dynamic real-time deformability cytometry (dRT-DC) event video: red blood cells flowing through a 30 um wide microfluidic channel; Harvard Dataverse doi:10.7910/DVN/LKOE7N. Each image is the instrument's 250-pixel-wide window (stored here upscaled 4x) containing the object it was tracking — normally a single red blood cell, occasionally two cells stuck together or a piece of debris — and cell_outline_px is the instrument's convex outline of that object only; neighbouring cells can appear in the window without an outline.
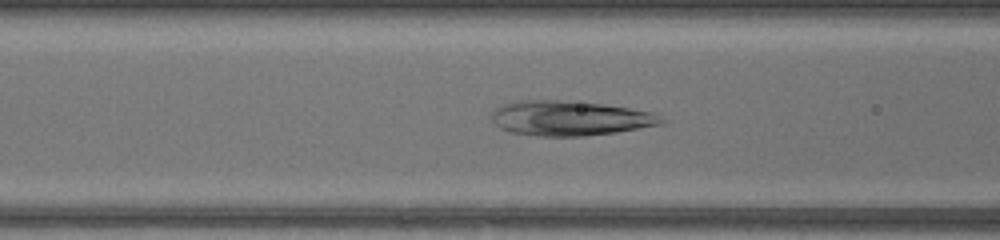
{"species": "common noctule bat (a hibernating species)", "species_latin": "Nyctalus noctula", "temperature_condition": "warm", "stored_images_in_passage": 47, "camera_frame_rate_fps": 3000, "um_per_image_px": 0.085, "animal": {"sex": "female", "body_mass_g": 17.0, "forearm_length_mm": 48.0}, "frame": {"image": 1, "passage_image": 19, "time_ms": 6.0, "image_size_px": [1000, 240], "cell_outline_px": [[664, 120], [660, 124], [616, 132], [584, 136], [536, 136], [512, 132], [500, 128], [492, 120], [492, 112], [496, 108], [508, 104], [528, 100], [556, 100], [604, 104], [652, 112]], "centroid_in_image_um": [48.43, 10.06], "position_along_channel_um": 118.2, "area_um2": 33.81}}
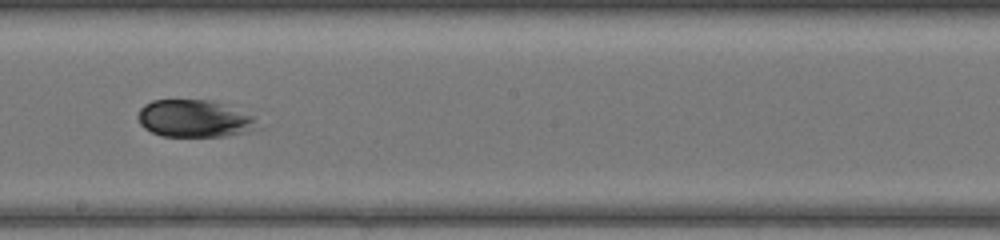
{"frame": {"image": 2, "passage_image": 27, "time_ms": 8.667, "image_size_px": [1000, 240], "cell_outline_px": [[252, 120], [240, 132], [224, 136], [160, 136], [144, 128], [140, 124], [140, 108], [144, 104], [152, 100], [212, 100], [252, 116]], "centroid_in_image_um": [16.32, 10.06], "position_along_channel_um": 231.9, "area_um2": 24.68}}
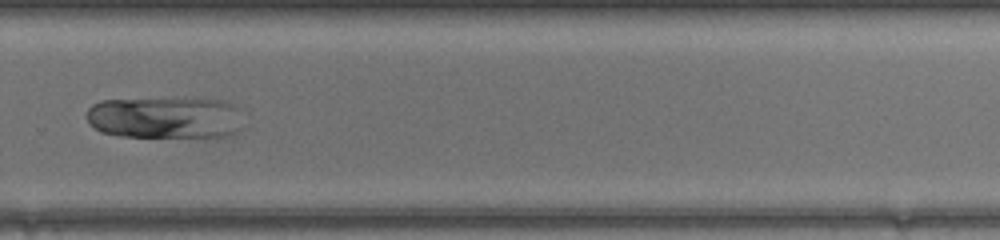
{"frame": {"image": 3, "passage_image": 33, "time_ms": 10.667, "image_size_px": [1000, 240], "cell_outline_px": [[232, 132], [228, 136], [124, 136], [104, 132], [96, 128], [88, 120], [88, 108], [92, 104], [100, 100], [220, 100], [228, 104], [232, 108]], "centroid_in_image_um": [13.79, 10.01], "position_along_channel_um": 316.0, "area_um2": 35.49}}